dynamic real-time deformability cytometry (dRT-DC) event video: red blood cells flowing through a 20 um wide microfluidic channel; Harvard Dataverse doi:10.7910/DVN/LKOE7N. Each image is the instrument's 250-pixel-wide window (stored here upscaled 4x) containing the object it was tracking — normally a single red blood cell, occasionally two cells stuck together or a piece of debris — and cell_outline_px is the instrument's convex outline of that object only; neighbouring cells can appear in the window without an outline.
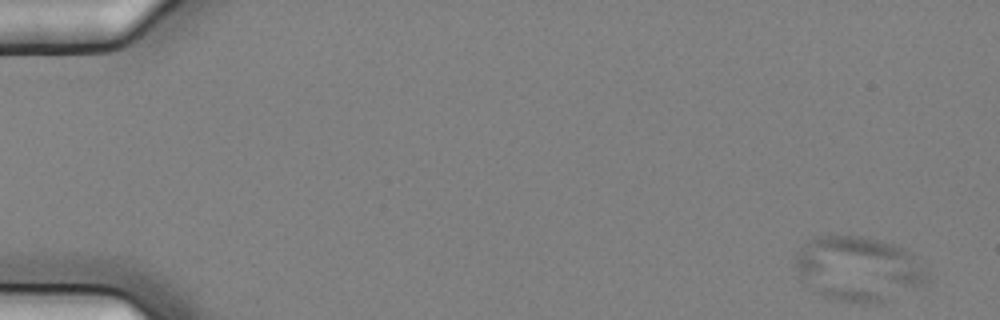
{"species": "common noctule bat (a hibernating species)", "species_latin": "Nyctalus noctula", "temperature_condition": "cold", "stored_images_in_passage": 6, "camera_frame_rate_fps": 3000, "um_per_image_px": 0.085, "animal": {"sex": "female", "body_mass_g": 25.1}, "frame": {"image": 1, "passage_image": 1, "time_ms": 0.0, "image_size_px": [1000, 320], "cell_outline_px": [[928, 280], [924, 284], [880, 304], [864, 304], [840, 300], [824, 296], [812, 288], [792, 264], [800, 248], [812, 236], [864, 236], [892, 244], [904, 248], [908, 252], [928, 276]], "centroid_in_image_um": [72.93, 22.85], "position_along_channel_um": 12.1, "area_um2": 49.07}}